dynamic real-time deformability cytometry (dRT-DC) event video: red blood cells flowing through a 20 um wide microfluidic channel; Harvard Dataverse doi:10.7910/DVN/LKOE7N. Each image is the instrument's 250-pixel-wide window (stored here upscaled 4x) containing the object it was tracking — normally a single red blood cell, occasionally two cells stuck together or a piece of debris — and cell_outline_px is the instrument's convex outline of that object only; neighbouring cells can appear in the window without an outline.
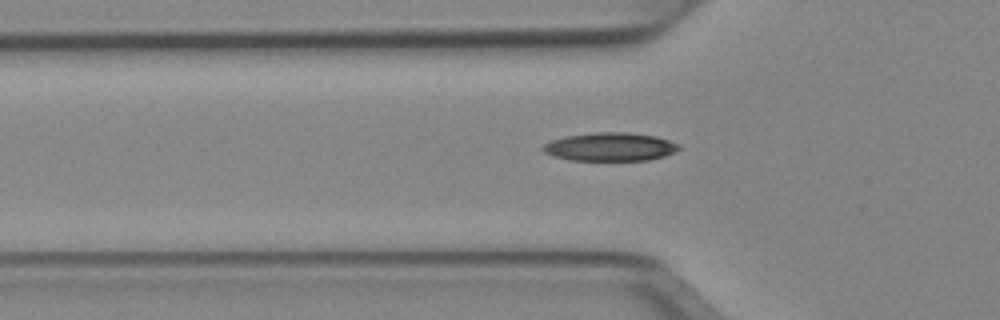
{"species": "Egyptian fruit bat (a non-hibernating species)", "species_latin": "Rousettus aegyptiacus", "temperature_condition": "cold", "stored_images_in_passage": 34, "camera_frame_rate_fps": 3000, "um_per_image_px": 0.085, "animal": {"sex": "female"}, "frame": {"image": 1, "passage_image": 5, "time_ms": 1.333, "image_size_px": [1000, 320], "cell_outline_px": [[680, 148], [676, 152], [664, 156], [648, 160], [568, 160], [552, 156], [544, 152], [540, 148], [544, 144], [552, 140], [564, 136], [596, 132], [628, 132], [656, 136], [680, 144]], "centroid_in_image_um": [51.85, 12.48], "position_along_channel_um": 73.9, "area_um2": 22.66}}
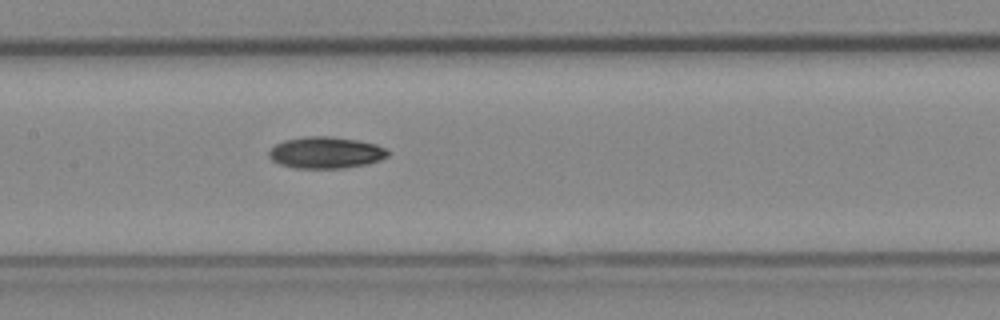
{"frame": {"image": 2, "passage_image": 13, "time_ms": 4.0, "image_size_px": [1000, 320], "cell_outline_px": [[392, 152], [388, 156], [380, 160], [368, 164], [344, 168], [292, 168], [280, 164], [272, 160], [268, 156], [268, 152], [276, 144], [284, 140], [308, 136], [332, 136], [356, 140], [376, 144], [388, 148]], "centroid_in_image_um": [27.74, 12.97], "position_along_channel_um": 179.7, "area_um2": 22.14}}
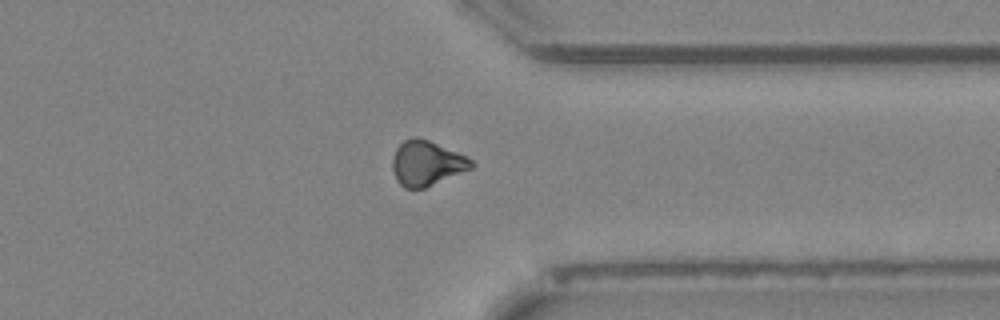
{"frame": {"image": 3, "passage_image": 28, "time_ms": 9.0, "image_size_px": [1000, 320], "cell_outline_px": [[476, 164], [472, 168], [424, 188], [404, 188], [396, 180], [392, 168], [392, 156], [396, 148], [404, 140], [412, 136], [416, 136], [428, 140], [468, 156]], "centroid_in_image_um": [36.26, 13.86], "position_along_channel_um": 375.1, "area_um2": 20.75}}